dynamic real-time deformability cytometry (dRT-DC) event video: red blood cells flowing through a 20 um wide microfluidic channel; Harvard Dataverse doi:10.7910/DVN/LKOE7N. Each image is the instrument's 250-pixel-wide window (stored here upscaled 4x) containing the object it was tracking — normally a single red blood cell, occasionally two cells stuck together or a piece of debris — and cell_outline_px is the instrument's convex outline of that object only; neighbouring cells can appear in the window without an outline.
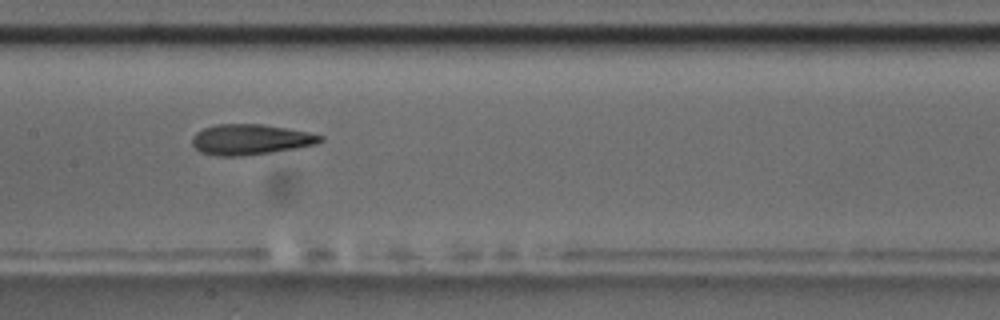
{"species": "common noctule bat (a hibernating species)", "species_latin": "Nyctalus noctula", "temperature_condition": "room temperature", "stored_images_in_passage": 15, "camera_frame_rate_fps": 3000, "um_per_image_px": 0.085, "animal": {"sex": "male", "body_mass_g": 17.5, "forearm_length_mm": 52.3}, "frame": {"image": 1, "passage_image": 7, "time_ms": 8.667, "image_size_px": [1000, 320], "cell_outline_px": [[324, 140], [316, 144], [296, 148], [272, 152], [240, 156], [220, 156], [200, 152], [192, 144], [192, 136], [196, 132], [204, 128], [216, 124], [260, 124], [308, 132], [324, 136]], "centroid_in_image_um": [21.28, 11.86], "position_along_channel_um": 186.1, "area_um2": 22.66}, "authors_computed_cell_mechanics": {"area_um2": 22.3686, "velocity_mm_per_s": 3.6172, "shape_relaxation_time_tau1_ms": 9.8924, "shape_relaxation_time_tau2_ms": 3.134, "deformation_change_tau1": 0.2239, "deformation_change_tau2": 0.1044}}